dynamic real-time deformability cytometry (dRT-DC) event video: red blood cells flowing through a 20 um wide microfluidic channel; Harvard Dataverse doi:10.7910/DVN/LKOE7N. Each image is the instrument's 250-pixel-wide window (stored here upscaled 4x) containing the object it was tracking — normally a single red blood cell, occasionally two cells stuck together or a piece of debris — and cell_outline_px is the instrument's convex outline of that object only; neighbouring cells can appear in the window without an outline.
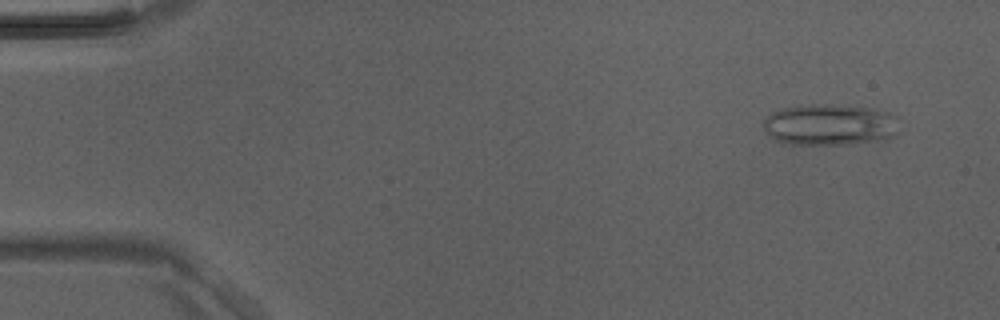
{"species": "Egyptian fruit bat (a non-hibernating species)", "species_latin": "Rousettus aegyptiacus", "temperature_condition": "room temperature", "stored_images_in_passage": 3, "camera_frame_rate_fps": 3000, "um_per_image_px": 0.085, "animal": {"sex": "male"}, "frame": {"image": 1, "passage_image": 1, "time_ms": 0.0, "image_size_px": [1000, 320], "cell_outline_px": [[900, 132], [892, 136], [876, 140], [848, 144], [784, 144], [768, 136], [764, 128], [764, 120], [772, 112], [784, 108], [808, 104], [832, 104], [872, 108], [888, 112], [896, 116], [900, 120]], "centroid_in_image_um": [70.56, 10.59], "position_along_channel_um": 14.4, "area_um2": 33.0}}